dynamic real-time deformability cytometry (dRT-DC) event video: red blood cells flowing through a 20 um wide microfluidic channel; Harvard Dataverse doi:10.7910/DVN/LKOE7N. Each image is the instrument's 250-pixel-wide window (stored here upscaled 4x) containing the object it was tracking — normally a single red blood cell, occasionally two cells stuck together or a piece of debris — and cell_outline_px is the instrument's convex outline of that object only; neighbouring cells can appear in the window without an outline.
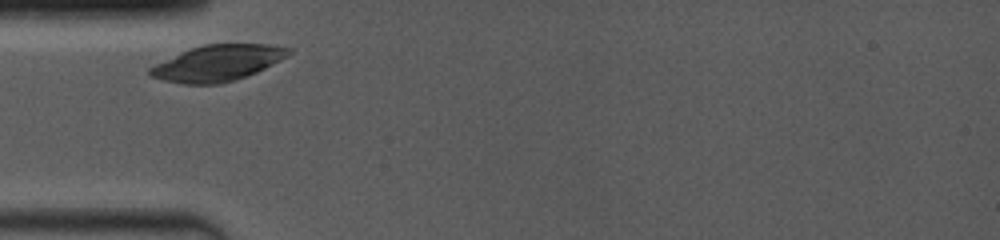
{"species": "common noctule bat (a hibernating species)", "species_latin": "Nyctalus noctula", "temperature_condition": "room temperature", "stored_images_in_passage": 5, "camera_frame_rate_fps": 4000, "um_per_image_px": 0.085, "animal": {"sex": "female", "body_mass_g": 19.0, "forearm_length_mm": 53.3}, "frame": {"image": 1, "passage_image": 1, "time_ms": 0.0, "image_size_px": [1000, 240], "cell_outline_px": [[292, 52], [288, 56], [256, 72], [236, 80], [220, 84], [180, 84], [148, 76], [148, 68], [156, 64], [192, 48], [204, 44], [272, 44], [292, 48]], "centroid_in_image_um": [18.52, 5.36], "position_along_channel_um": 66.5, "area_um2": 28.96}}
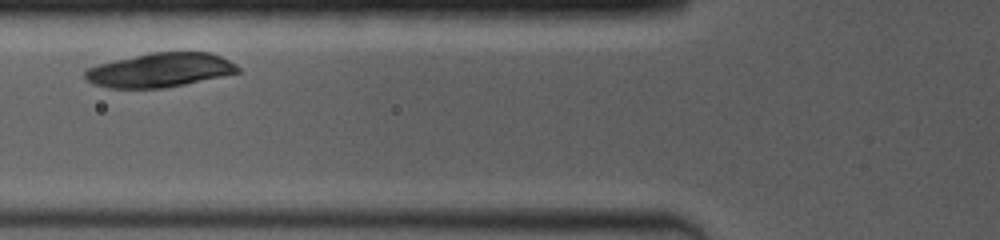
{"frame": {"image": 2, "passage_image": 3, "time_ms": 1.25, "image_size_px": [1000, 240], "cell_outline_px": [[240, 72], [184, 84], [164, 88], [108, 88], [92, 84], [84, 76], [84, 72], [88, 68], [100, 64], [116, 60], [152, 52], [208, 52], [220, 56], [236, 64], [240, 68]], "centroid_in_image_um": [13.6, 5.96], "position_along_channel_um": 112.2, "area_um2": 30.11}}
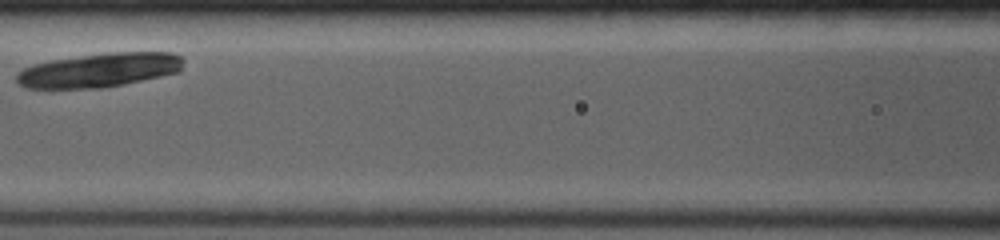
{"frame": {"image": 3, "passage_image": 5, "time_ms": 2.5, "image_size_px": [1000, 240], "cell_outline_px": [[184, 60], [180, 72], [124, 84], [100, 88], [24, 88], [16, 80], [16, 72], [32, 64], [52, 60], [104, 52], [172, 52], [180, 56]], "centroid_in_image_um": [8.44, 5.95], "position_along_channel_um": 158.2, "area_um2": 33.35}}